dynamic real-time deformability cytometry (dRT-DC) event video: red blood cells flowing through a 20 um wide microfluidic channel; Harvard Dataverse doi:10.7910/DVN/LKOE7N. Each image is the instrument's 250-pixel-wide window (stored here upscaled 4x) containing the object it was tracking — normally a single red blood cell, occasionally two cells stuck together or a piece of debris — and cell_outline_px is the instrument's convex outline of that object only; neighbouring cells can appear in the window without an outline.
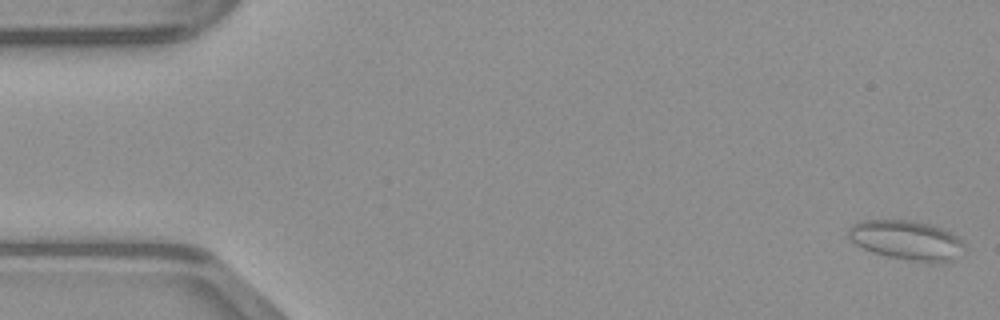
{"species": "common noctule bat (a hibernating species)", "species_latin": "Nyctalus noctula", "temperature_condition": "warm", "stored_images_in_passage": 50, "camera_frame_rate_fps": 3000, "um_per_image_px": 0.085, "animal": {"sex": "male", "body_mass_g": 23.1, "forearm_length_mm": 52.7}, "frame": {"image": 1, "passage_image": 1, "time_ms": 0.0, "image_size_px": [1000, 320], "cell_outline_px": [[964, 248], [960, 256], [956, 260], [948, 264], [928, 264], [888, 256], [872, 252], [856, 244], [848, 236], [848, 228], [852, 224], [864, 220], [912, 220], [932, 224], [956, 236], [964, 244]], "centroid_in_image_um": [77.12, 20.45], "position_along_channel_um": 7.9, "area_um2": 27.17}}
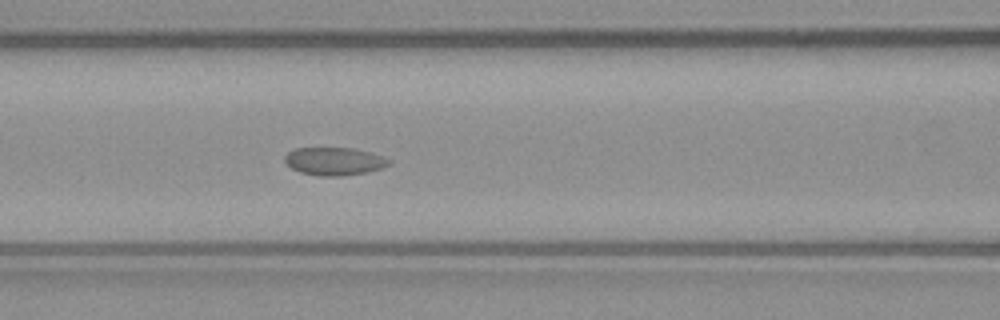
{"frame": {"image": 2, "passage_image": 21, "time_ms": 6.667, "image_size_px": [1000, 320], "cell_outline_px": [[392, 160], [388, 164], [380, 168], [368, 172], [340, 176], [320, 176], [300, 172], [292, 168], [284, 160], [284, 156], [288, 152], [296, 148], [352, 148], [384, 156]], "centroid_in_image_um": [28.41, 13.71], "position_along_channel_um": 138.2, "area_um2": 16.82}}
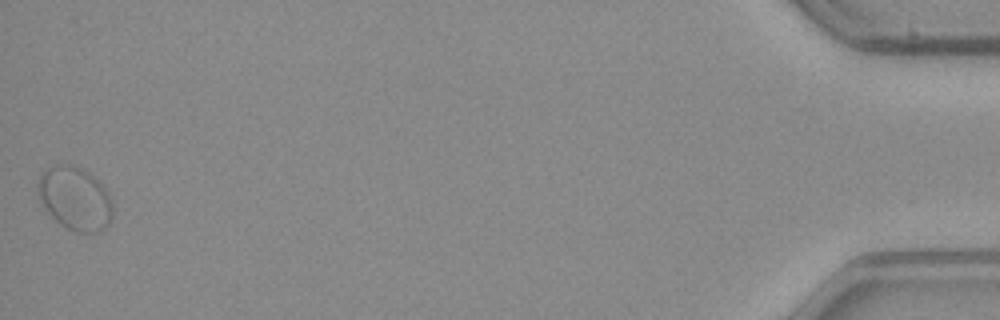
{"frame": {"image": 3, "passage_image": 50, "time_ms": 16.333, "image_size_px": [1000, 320], "cell_outline_px": [[112, 216], [108, 224], [96, 232], [76, 232], [60, 224], [48, 212], [40, 200], [36, 192], [36, 184], [40, 176], [52, 164], [72, 164], [88, 172], [108, 192], [112, 200]], "centroid_in_image_um": [6.34, 16.85], "position_along_channel_um": 428.9, "area_um2": 27.46}}